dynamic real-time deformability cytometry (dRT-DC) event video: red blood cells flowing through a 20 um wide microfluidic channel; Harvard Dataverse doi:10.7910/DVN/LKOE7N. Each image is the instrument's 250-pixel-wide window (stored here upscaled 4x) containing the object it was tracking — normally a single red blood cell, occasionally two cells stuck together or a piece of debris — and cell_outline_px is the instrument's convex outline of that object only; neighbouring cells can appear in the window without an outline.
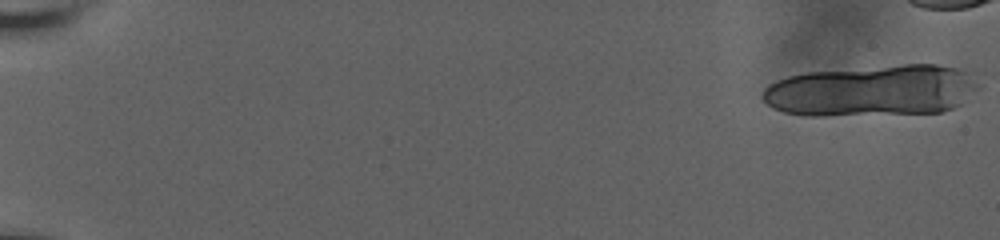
{"species": "human", "species_latin": "Homo sapiens", "temperature_condition": "room temperature", "stored_images_in_passage": 27, "camera_frame_rate_fps": 3000, "um_per_image_px": 0.085, "donor": {"sex": "male"}, "frame": {"image": 1, "passage_image": 1, "time_ms": 0.0, "image_size_px": [1000, 240], "cell_outline_px": [[976, 84], [960, 104], [952, 108], [940, 112], [824, 116], [808, 116], [784, 112], [772, 108], [760, 96], [764, 88], [768, 84], [776, 80], [788, 76], [808, 72], [904, 64], [936, 64], [956, 68], [964, 72]], "centroid_in_image_um": [73.98, 7.71], "position_along_channel_um": 11.0, "area_um2": 63.98}}
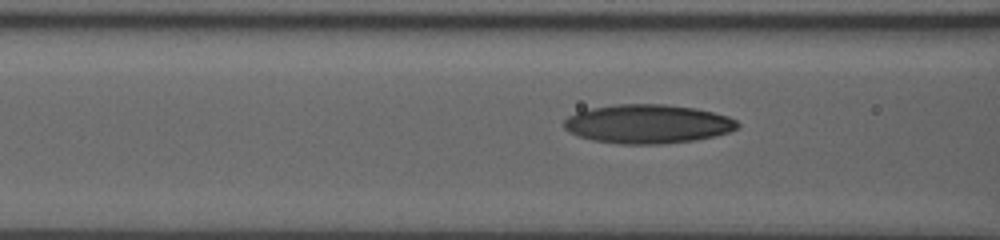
{"frame": {"image": 2, "passage_image": 24, "time_ms": 7.667, "image_size_px": [1000, 240], "cell_outline_px": [[740, 124], [736, 128], [728, 132], [696, 140], [660, 144], [620, 144], [592, 140], [580, 136], [564, 128], [564, 120], [568, 116], [576, 112], [592, 108], [616, 104], [664, 104], [696, 108], [728, 116], [736, 120]], "centroid_in_image_um": [55.05, 10.53], "position_along_channel_um": 111.5, "area_um2": 39.19}}